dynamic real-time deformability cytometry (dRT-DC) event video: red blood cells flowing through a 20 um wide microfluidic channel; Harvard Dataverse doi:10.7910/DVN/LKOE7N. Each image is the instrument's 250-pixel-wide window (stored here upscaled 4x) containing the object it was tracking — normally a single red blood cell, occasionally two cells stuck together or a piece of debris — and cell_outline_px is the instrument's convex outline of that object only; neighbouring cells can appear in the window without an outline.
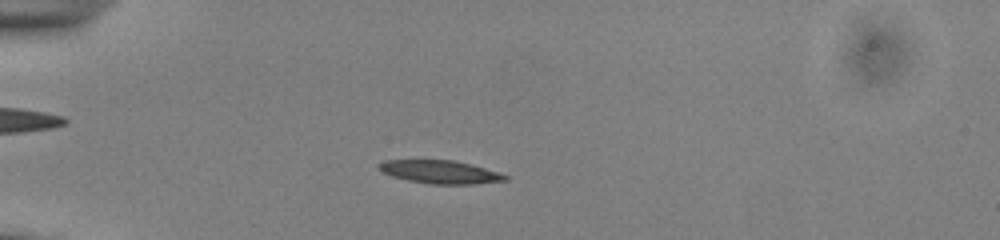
{"species": "common noctule bat (a hibernating species)", "species_latin": "Nyctalus noctula", "temperature_condition": "cold", "stored_images_in_passage": 51, "camera_frame_rate_fps": 3000, "um_per_image_px": 0.085, "animal": {"sex": "male", "body_mass_g": 13.0, "forearm_length_mm": 53.1}, "frame": {"image": 1, "passage_image": 13, "time_ms": 4.0, "image_size_px": [1000, 240], "cell_outline_px": [[508, 180], [472, 184], [432, 184], [408, 180], [392, 176], [384, 172], [376, 164], [384, 160], [452, 160], [484, 168], [508, 176]], "centroid_in_image_um": [37.38, 14.61], "position_along_channel_um": 47.6, "area_um2": 16.7}}
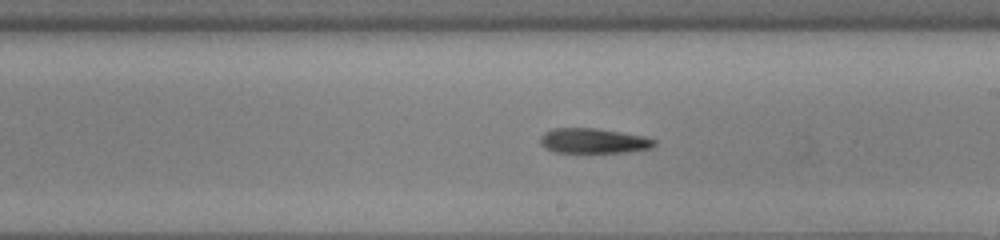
{"frame": {"image": 2, "passage_image": 30, "time_ms": 9.667, "image_size_px": [1000, 240], "cell_outline_px": [[656, 144], [652, 148], [624, 152], [556, 152], [544, 148], [540, 144], [540, 136], [544, 132], [552, 128], [596, 128], [644, 136], [656, 140]], "centroid_in_image_um": [50.42, 11.96], "position_along_channel_um": 238.6, "area_um2": 16.65}}
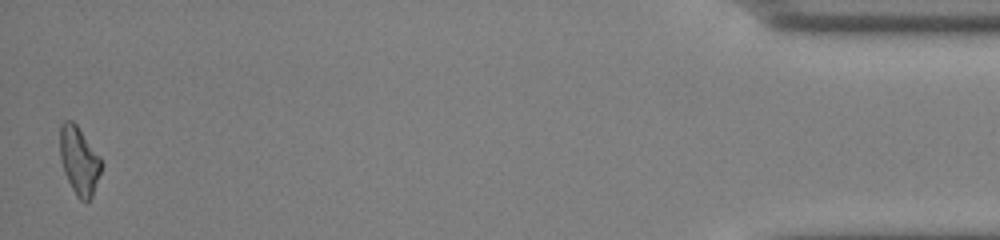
{"frame": {"image": 3, "passage_image": 51, "time_ms": 16.667, "image_size_px": [1000, 240], "cell_outline_px": [[104, 164], [92, 196], [88, 204], [80, 200], [76, 196], [64, 172], [60, 156], [60, 124], [64, 120], [72, 120], [76, 124], [100, 156]], "centroid_in_image_um": [6.75, 13.67], "position_along_channel_um": 428.5, "area_um2": 16.59}}